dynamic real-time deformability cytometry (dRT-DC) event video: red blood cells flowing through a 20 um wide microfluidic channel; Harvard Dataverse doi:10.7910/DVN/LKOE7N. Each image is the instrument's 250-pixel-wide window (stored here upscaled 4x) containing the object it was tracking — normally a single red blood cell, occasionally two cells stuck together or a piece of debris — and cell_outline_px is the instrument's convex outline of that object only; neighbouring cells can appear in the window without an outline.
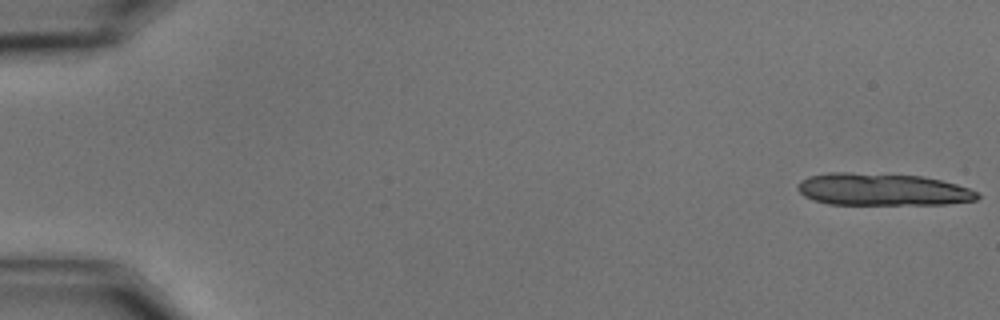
{"species": "common noctule bat (a hibernating species)", "species_latin": "Nyctalus noctula", "temperature_condition": "cold", "stored_images_in_passage": 16, "camera_frame_rate_fps": 3000, "um_per_image_px": 0.085, "animal": {"sex": "male", "body_mass_g": 15.6}, "frame": {"image": 1, "passage_image": 1, "time_ms": 0.0, "image_size_px": [1000, 320], "cell_outline_px": [[980, 196], [976, 200], [948, 204], [828, 204], [812, 200], [804, 196], [796, 188], [796, 184], [800, 180], [808, 176], [828, 172], [852, 172], [924, 176], [956, 184], [968, 188], [976, 192]], "centroid_in_image_um": [74.94, 16.1], "position_along_channel_um": 10.1, "area_um2": 33.99}}